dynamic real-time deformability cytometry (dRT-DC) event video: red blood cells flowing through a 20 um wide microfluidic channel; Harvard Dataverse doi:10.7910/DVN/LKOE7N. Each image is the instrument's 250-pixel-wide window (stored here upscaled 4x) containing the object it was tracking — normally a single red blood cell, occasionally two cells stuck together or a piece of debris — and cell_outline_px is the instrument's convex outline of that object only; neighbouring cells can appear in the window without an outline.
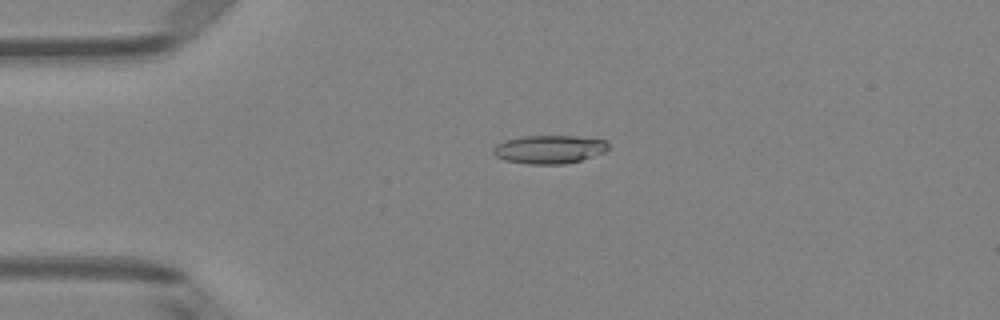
{"species": "Egyptian fruit bat (a non-hibernating species)", "species_latin": "Rousettus aegyptiacus", "temperature_condition": "room temperature", "stored_images_in_passage": 50, "camera_frame_rate_fps": 3000, "um_per_image_px": 0.085, "animal": {"sex": "female"}, "frame": {"image": 1, "passage_image": 12, "time_ms": 3.667, "image_size_px": [1000, 320], "cell_outline_px": [[608, 148], [604, 152], [580, 160], [564, 164], [528, 164], [504, 160], [496, 156], [492, 152], [492, 148], [496, 144], [504, 140], [524, 136], [576, 136], [608, 140]], "centroid_in_image_um": [46.66, 12.69], "position_along_channel_um": 38.3, "area_um2": 19.07}}
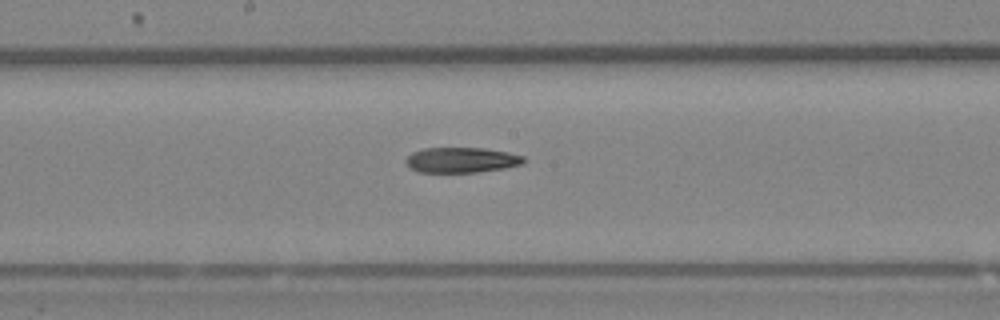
{"frame": {"image": 2, "passage_image": 27, "time_ms": 8.667, "image_size_px": [1000, 320], "cell_outline_px": [[524, 164], [504, 168], [476, 172], [416, 172], [408, 168], [404, 160], [412, 152], [424, 148], [484, 148], [508, 152], [524, 156]], "centroid_in_image_um": [39.19, 13.6], "position_along_channel_um": 209.0, "area_um2": 17.51}}
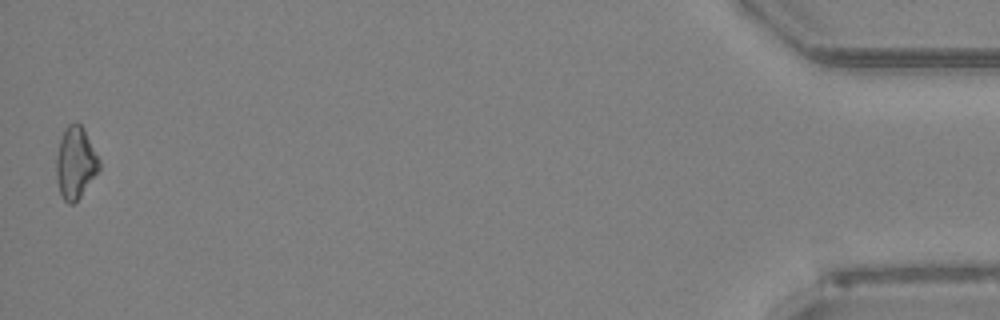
{"frame": {"image": 3, "passage_image": 50, "time_ms": 16.333, "image_size_px": [1000, 320], "cell_outline_px": [[100, 168], [80, 196], [72, 204], [68, 204], [64, 200], [60, 192], [56, 180], [56, 156], [60, 140], [68, 124], [76, 120], [84, 128], [100, 160]], "centroid_in_image_um": [6.41, 13.81], "position_along_channel_um": 428.8, "area_um2": 17.86}}